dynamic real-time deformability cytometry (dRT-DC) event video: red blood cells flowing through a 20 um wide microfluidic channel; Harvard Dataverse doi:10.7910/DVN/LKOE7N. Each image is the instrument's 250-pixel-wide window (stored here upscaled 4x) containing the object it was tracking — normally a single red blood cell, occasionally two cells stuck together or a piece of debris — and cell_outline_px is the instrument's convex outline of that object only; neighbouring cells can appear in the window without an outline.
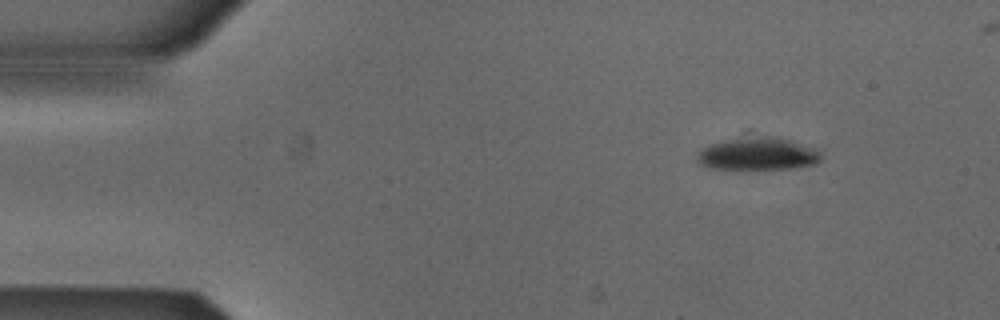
{"species": "Egyptian fruit bat (a non-hibernating species)", "species_latin": "Rousettus aegyptiacus", "temperature_condition": "cold", "stored_images_in_passage": 10, "camera_frame_rate_fps": 3000, "um_per_image_px": 0.085, "animal": {"sex": "male"}, "frame": {"image": 1, "passage_image": 1, "time_ms": 0.0, "image_size_px": [1000, 320], "cell_outline_px": [[820, 160], [816, 164], [792, 168], [712, 168], [700, 164], [696, 160], [696, 156], [708, 144], [748, 128], [776, 136], [812, 148], [820, 152]], "centroid_in_image_um": [64.31, 12.94], "position_along_channel_um": 20.7, "area_um2": 25.03}}
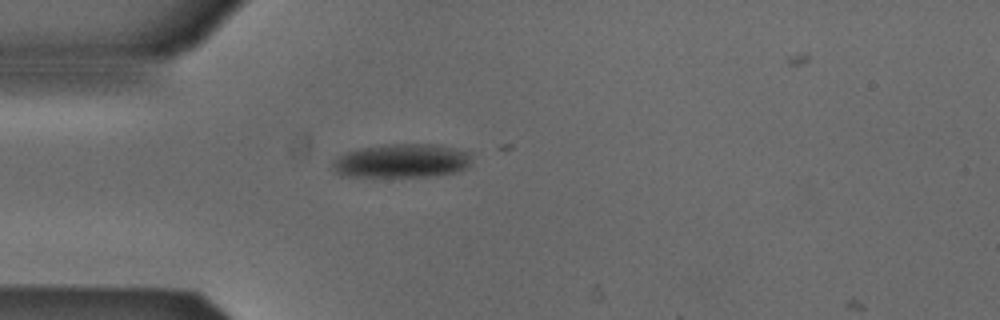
{"frame": {"image": 2, "passage_image": 9, "time_ms": 2.667, "image_size_px": [1000, 320], "cell_outline_px": [[472, 156], [468, 168], [456, 172], [428, 176], [348, 176], [336, 172], [328, 168], [332, 160], [344, 152], [360, 148], [388, 144], [432, 144], [472, 152]], "centroid_in_image_um": [34.12, 13.66], "position_along_channel_um": 50.9, "area_um2": 27.57}}